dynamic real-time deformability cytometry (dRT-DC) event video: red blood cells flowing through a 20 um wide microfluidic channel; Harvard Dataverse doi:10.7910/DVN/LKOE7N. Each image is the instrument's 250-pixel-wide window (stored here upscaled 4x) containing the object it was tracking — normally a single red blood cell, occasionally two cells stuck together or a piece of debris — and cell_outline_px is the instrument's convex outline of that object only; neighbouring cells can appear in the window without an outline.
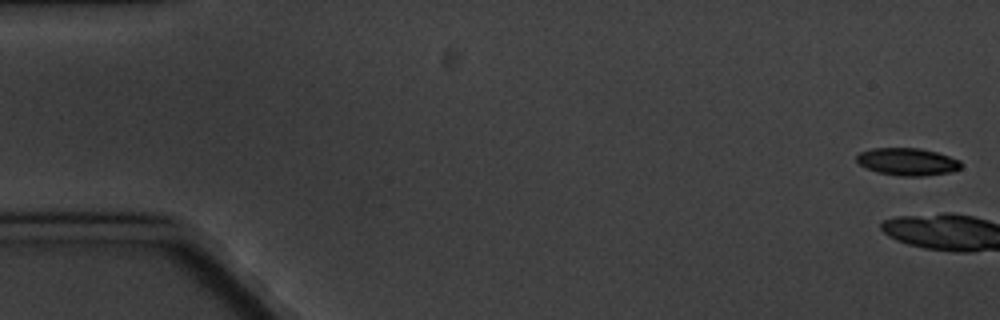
{"species": "common noctule bat (a hibernating species)", "species_latin": "Nyctalus noctula", "temperature_condition": "cold", "stored_images_in_passage": 5, "camera_frame_rate_fps": 3000, "um_per_image_px": 0.085, "animal": {"sex": "male", "body_mass_g": 20.1, "forearm_length_mm": 53.5}, "frame": {"image": 1, "passage_image": 1, "time_ms": 0.0, "image_size_px": [1000, 320], "cell_outline_px": [[960, 168], [952, 172], [924, 176], [900, 176], [876, 172], [864, 168], [856, 160], [856, 156], [860, 152], [872, 148], [920, 148], [936, 152], [960, 160]], "centroid_in_image_um": [77.1, 13.75], "position_along_channel_um": 7.9, "area_um2": 16.76}}